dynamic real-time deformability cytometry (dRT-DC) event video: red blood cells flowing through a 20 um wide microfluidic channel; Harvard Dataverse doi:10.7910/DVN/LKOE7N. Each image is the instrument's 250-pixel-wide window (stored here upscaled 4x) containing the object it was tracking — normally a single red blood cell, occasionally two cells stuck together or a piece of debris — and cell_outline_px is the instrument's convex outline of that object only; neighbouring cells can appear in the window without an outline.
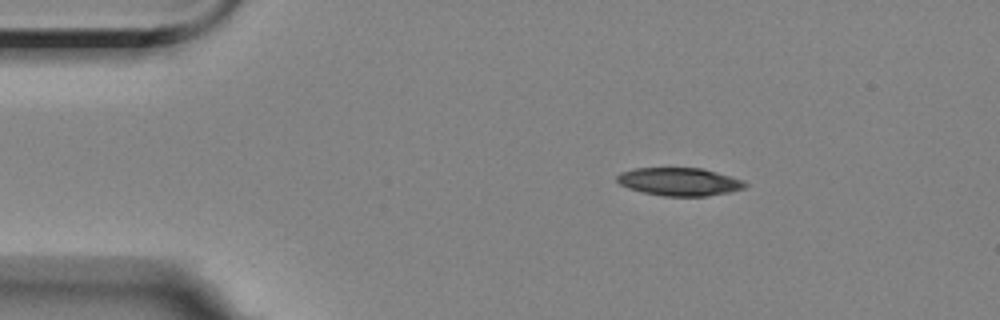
{"species": "Egyptian fruit bat (a non-hibernating species)", "species_latin": "Rousettus aegyptiacus", "temperature_condition": "room temperature", "stored_images_in_passage": 2, "camera_frame_rate_fps": 3000, "um_per_image_px": 0.085, "animal": {"sex": "female"}, "frame": {"image": 1, "passage_image": 1, "time_ms": 0.0, "image_size_px": [1000, 320], "cell_outline_px": [[748, 184], [744, 188], [728, 192], [704, 196], [664, 196], [644, 192], [628, 188], [620, 184], [616, 180], [616, 176], [620, 172], [632, 168], [700, 168], [716, 172], [744, 180]], "centroid_in_image_um": [57.72, 15.44], "position_along_channel_um": 27.3, "area_um2": 20.81}}